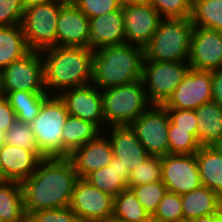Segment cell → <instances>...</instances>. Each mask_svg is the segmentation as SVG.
Listing matches in <instances>:
<instances>
[{
  "label": "cell",
  "mask_w": 222,
  "mask_h": 222,
  "mask_svg": "<svg viewBox=\"0 0 222 222\" xmlns=\"http://www.w3.org/2000/svg\"><path fill=\"white\" fill-rule=\"evenodd\" d=\"M181 202L183 217L187 220L218 213L221 210L220 196L203 185L181 195Z\"/></svg>",
  "instance_id": "23"
},
{
  "label": "cell",
  "mask_w": 222,
  "mask_h": 222,
  "mask_svg": "<svg viewBox=\"0 0 222 222\" xmlns=\"http://www.w3.org/2000/svg\"><path fill=\"white\" fill-rule=\"evenodd\" d=\"M0 220L2 222H27L20 182L0 181Z\"/></svg>",
  "instance_id": "26"
},
{
  "label": "cell",
  "mask_w": 222,
  "mask_h": 222,
  "mask_svg": "<svg viewBox=\"0 0 222 222\" xmlns=\"http://www.w3.org/2000/svg\"><path fill=\"white\" fill-rule=\"evenodd\" d=\"M16 120V114L8 100L0 96V131L6 132Z\"/></svg>",
  "instance_id": "42"
},
{
  "label": "cell",
  "mask_w": 222,
  "mask_h": 222,
  "mask_svg": "<svg viewBox=\"0 0 222 222\" xmlns=\"http://www.w3.org/2000/svg\"><path fill=\"white\" fill-rule=\"evenodd\" d=\"M78 178L69 157L42 158L36 170L21 183L26 216L69 207Z\"/></svg>",
  "instance_id": "1"
},
{
  "label": "cell",
  "mask_w": 222,
  "mask_h": 222,
  "mask_svg": "<svg viewBox=\"0 0 222 222\" xmlns=\"http://www.w3.org/2000/svg\"><path fill=\"white\" fill-rule=\"evenodd\" d=\"M30 51L20 24L0 26V69L3 70Z\"/></svg>",
  "instance_id": "27"
},
{
  "label": "cell",
  "mask_w": 222,
  "mask_h": 222,
  "mask_svg": "<svg viewBox=\"0 0 222 222\" xmlns=\"http://www.w3.org/2000/svg\"><path fill=\"white\" fill-rule=\"evenodd\" d=\"M84 222H107L106 220H89Z\"/></svg>",
  "instance_id": "54"
},
{
  "label": "cell",
  "mask_w": 222,
  "mask_h": 222,
  "mask_svg": "<svg viewBox=\"0 0 222 222\" xmlns=\"http://www.w3.org/2000/svg\"><path fill=\"white\" fill-rule=\"evenodd\" d=\"M5 143L23 149L34 150L41 158L46 156L39 150L36 136L29 123L16 120L5 132Z\"/></svg>",
  "instance_id": "32"
},
{
  "label": "cell",
  "mask_w": 222,
  "mask_h": 222,
  "mask_svg": "<svg viewBox=\"0 0 222 222\" xmlns=\"http://www.w3.org/2000/svg\"><path fill=\"white\" fill-rule=\"evenodd\" d=\"M196 159L202 185L222 196V156L211 146H201Z\"/></svg>",
  "instance_id": "28"
},
{
  "label": "cell",
  "mask_w": 222,
  "mask_h": 222,
  "mask_svg": "<svg viewBox=\"0 0 222 222\" xmlns=\"http://www.w3.org/2000/svg\"><path fill=\"white\" fill-rule=\"evenodd\" d=\"M211 147L222 156V139L214 142Z\"/></svg>",
  "instance_id": "47"
},
{
  "label": "cell",
  "mask_w": 222,
  "mask_h": 222,
  "mask_svg": "<svg viewBox=\"0 0 222 222\" xmlns=\"http://www.w3.org/2000/svg\"><path fill=\"white\" fill-rule=\"evenodd\" d=\"M197 140L201 146H211L222 139V106L214 101L202 104L195 110Z\"/></svg>",
  "instance_id": "22"
},
{
  "label": "cell",
  "mask_w": 222,
  "mask_h": 222,
  "mask_svg": "<svg viewBox=\"0 0 222 222\" xmlns=\"http://www.w3.org/2000/svg\"><path fill=\"white\" fill-rule=\"evenodd\" d=\"M128 222H143L150 214L143 208L131 188L122 190L113 199V214Z\"/></svg>",
  "instance_id": "31"
},
{
  "label": "cell",
  "mask_w": 222,
  "mask_h": 222,
  "mask_svg": "<svg viewBox=\"0 0 222 222\" xmlns=\"http://www.w3.org/2000/svg\"><path fill=\"white\" fill-rule=\"evenodd\" d=\"M126 43L145 47L163 19L150 4L121 7Z\"/></svg>",
  "instance_id": "16"
},
{
  "label": "cell",
  "mask_w": 222,
  "mask_h": 222,
  "mask_svg": "<svg viewBox=\"0 0 222 222\" xmlns=\"http://www.w3.org/2000/svg\"><path fill=\"white\" fill-rule=\"evenodd\" d=\"M40 52L44 88L49 95H54L55 90L58 95L60 91L91 84L94 54L91 48L53 46Z\"/></svg>",
  "instance_id": "2"
},
{
  "label": "cell",
  "mask_w": 222,
  "mask_h": 222,
  "mask_svg": "<svg viewBox=\"0 0 222 222\" xmlns=\"http://www.w3.org/2000/svg\"><path fill=\"white\" fill-rule=\"evenodd\" d=\"M107 222H128V221H125L124 219H121L119 217H116L114 215L112 216H109L107 219H106Z\"/></svg>",
  "instance_id": "49"
},
{
  "label": "cell",
  "mask_w": 222,
  "mask_h": 222,
  "mask_svg": "<svg viewBox=\"0 0 222 222\" xmlns=\"http://www.w3.org/2000/svg\"><path fill=\"white\" fill-rule=\"evenodd\" d=\"M56 46L90 48L89 18L76 6L63 5L60 8Z\"/></svg>",
  "instance_id": "17"
},
{
  "label": "cell",
  "mask_w": 222,
  "mask_h": 222,
  "mask_svg": "<svg viewBox=\"0 0 222 222\" xmlns=\"http://www.w3.org/2000/svg\"><path fill=\"white\" fill-rule=\"evenodd\" d=\"M190 20L194 26L222 31V0H192Z\"/></svg>",
  "instance_id": "30"
},
{
  "label": "cell",
  "mask_w": 222,
  "mask_h": 222,
  "mask_svg": "<svg viewBox=\"0 0 222 222\" xmlns=\"http://www.w3.org/2000/svg\"><path fill=\"white\" fill-rule=\"evenodd\" d=\"M63 5L52 1L24 10L21 27L31 50L41 51L56 46V27Z\"/></svg>",
  "instance_id": "8"
},
{
  "label": "cell",
  "mask_w": 222,
  "mask_h": 222,
  "mask_svg": "<svg viewBox=\"0 0 222 222\" xmlns=\"http://www.w3.org/2000/svg\"><path fill=\"white\" fill-rule=\"evenodd\" d=\"M149 4L162 18H190L191 16L192 0H149Z\"/></svg>",
  "instance_id": "37"
},
{
  "label": "cell",
  "mask_w": 222,
  "mask_h": 222,
  "mask_svg": "<svg viewBox=\"0 0 222 222\" xmlns=\"http://www.w3.org/2000/svg\"><path fill=\"white\" fill-rule=\"evenodd\" d=\"M3 91L6 96L12 91L47 93L44 88L43 59L40 51L31 50L3 70Z\"/></svg>",
  "instance_id": "10"
},
{
  "label": "cell",
  "mask_w": 222,
  "mask_h": 222,
  "mask_svg": "<svg viewBox=\"0 0 222 222\" xmlns=\"http://www.w3.org/2000/svg\"><path fill=\"white\" fill-rule=\"evenodd\" d=\"M102 132L95 124L69 115L62 132V157H68L77 148L95 139Z\"/></svg>",
  "instance_id": "25"
},
{
  "label": "cell",
  "mask_w": 222,
  "mask_h": 222,
  "mask_svg": "<svg viewBox=\"0 0 222 222\" xmlns=\"http://www.w3.org/2000/svg\"><path fill=\"white\" fill-rule=\"evenodd\" d=\"M105 127L130 125L152 105L142 80L101 90Z\"/></svg>",
  "instance_id": "5"
},
{
  "label": "cell",
  "mask_w": 222,
  "mask_h": 222,
  "mask_svg": "<svg viewBox=\"0 0 222 222\" xmlns=\"http://www.w3.org/2000/svg\"><path fill=\"white\" fill-rule=\"evenodd\" d=\"M169 115L163 105H151L130 124L136 137L151 156L169 154Z\"/></svg>",
  "instance_id": "9"
},
{
  "label": "cell",
  "mask_w": 222,
  "mask_h": 222,
  "mask_svg": "<svg viewBox=\"0 0 222 222\" xmlns=\"http://www.w3.org/2000/svg\"><path fill=\"white\" fill-rule=\"evenodd\" d=\"M170 123L169 129L190 130L197 139V116L195 110L166 109Z\"/></svg>",
  "instance_id": "38"
},
{
  "label": "cell",
  "mask_w": 222,
  "mask_h": 222,
  "mask_svg": "<svg viewBox=\"0 0 222 222\" xmlns=\"http://www.w3.org/2000/svg\"><path fill=\"white\" fill-rule=\"evenodd\" d=\"M190 222H222V209L218 213L194 218Z\"/></svg>",
  "instance_id": "44"
},
{
  "label": "cell",
  "mask_w": 222,
  "mask_h": 222,
  "mask_svg": "<svg viewBox=\"0 0 222 222\" xmlns=\"http://www.w3.org/2000/svg\"><path fill=\"white\" fill-rule=\"evenodd\" d=\"M153 216L162 222H173L183 219L181 195L167 191L159 202Z\"/></svg>",
  "instance_id": "36"
},
{
  "label": "cell",
  "mask_w": 222,
  "mask_h": 222,
  "mask_svg": "<svg viewBox=\"0 0 222 222\" xmlns=\"http://www.w3.org/2000/svg\"><path fill=\"white\" fill-rule=\"evenodd\" d=\"M211 83L212 71L189 69L163 106L166 109L196 110L212 101Z\"/></svg>",
  "instance_id": "12"
},
{
  "label": "cell",
  "mask_w": 222,
  "mask_h": 222,
  "mask_svg": "<svg viewBox=\"0 0 222 222\" xmlns=\"http://www.w3.org/2000/svg\"><path fill=\"white\" fill-rule=\"evenodd\" d=\"M48 93H34L23 90L9 92L5 98L14 110L17 120L31 123L41 110Z\"/></svg>",
  "instance_id": "29"
},
{
  "label": "cell",
  "mask_w": 222,
  "mask_h": 222,
  "mask_svg": "<svg viewBox=\"0 0 222 222\" xmlns=\"http://www.w3.org/2000/svg\"><path fill=\"white\" fill-rule=\"evenodd\" d=\"M173 222H190V220H187V219L183 218V219L176 220V221H173Z\"/></svg>",
  "instance_id": "53"
},
{
  "label": "cell",
  "mask_w": 222,
  "mask_h": 222,
  "mask_svg": "<svg viewBox=\"0 0 222 222\" xmlns=\"http://www.w3.org/2000/svg\"><path fill=\"white\" fill-rule=\"evenodd\" d=\"M105 135L107 134H99L68 156L79 178H84L89 173L108 166L112 161V147Z\"/></svg>",
  "instance_id": "20"
},
{
  "label": "cell",
  "mask_w": 222,
  "mask_h": 222,
  "mask_svg": "<svg viewBox=\"0 0 222 222\" xmlns=\"http://www.w3.org/2000/svg\"><path fill=\"white\" fill-rule=\"evenodd\" d=\"M2 91H3V74H2V69H0V96H2Z\"/></svg>",
  "instance_id": "52"
},
{
  "label": "cell",
  "mask_w": 222,
  "mask_h": 222,
  "mask_svg": "<svg viewBox=\"0 0 222 222\" xmlns=\"http://www.w3.org/2000/svg\"><path fill=\"white\" fill-rule=\"evenodd\" d=\"M212 101L222 106V69L212 71Z\"/></svg>",
  "instance_id": "43"
},
{
  "label": "cell",
  "mask_w": 222,
  "mask_h": 222,
  "mask_svg": "<svg viewBox=\"0 0 222 222\" xmlns=\"http://www.w3.org/2000/svg\"><path fill=\"white\" fill-rule=\"evenodd\" d=\"M187 63L193 70L222 69V31L194 26Z\"/></svg>",
  "instance_id": "14"
},
{
  "label": "cell",
  "mask_w": 222,
  "mask_h": 222,
  "mask_svg": "<svg viewBox=\"0 0 222 222\" xmlns=\"http://www.w3.org/2000/svg\"><path fill=\"white\" fill-rule=\"evenodd\" d=\"M76 7L90 19L118 10L121 6L118 0H79Z\"/></svg>",
  "instance_id": "41"
},
{
  "label": "cell",
  "mask_w": 222,
  "mask_h": 222,
  "mask_svg": "<svg viewBox=\"0 0 222 222\" xmlns=\"http://www.w3.org/2000/svg\"><path fill=\"white\" fill-rule=\"evenodd\" d=\"M27 222H80L76 213L70 207L40 210L31 213Z\"/></svg>",
  "instance_id": "39"
},
{
  "label": "cell",
  "mask_w": 222,
  "mask_h": 222,
  "mask_svg": "<svg viewBox=\"0 0 222 222\" xmlns=\"http://www.w3.org/2000/svg\"><path fill=\"white\" fill-rule=\"evenodd\" d=\"M24 8L40 5V4H45L52 2L54 0H21Z\"/></svg>",
  "instance_id": "46"
},
{
  "label": "cell",
  "mask_w": 222,
  "mask_h": 222,
  "mask_svg": "<svg viewBox=\"0 0 222 222\" xmlns=\"http://www.w3.org/2000/svg\"><path fill=\"white\" fill-rule=\"evenodd\" d=\"M68 116L64 101L55 93L44 99L39 115L30 123L46 157H62V132Z\"/></svg>",
  "instance_id": "6"
},
{
  "label": "cell",
  "mask_w": 222,
  "mask_h": 222,
  "mask_svg": "<svg viewBox=\"0 0 222 222\" xmlns=\"http://www.w3.org/2000/svg\"><path fill=\"white\" fill-rule=\"evenodd\" d=\"M58 95L64 101L69 115L91 122L101 131L105 130L102 93L94 84L69 88Z\"/></svg>",
  "instance_id": "15"
},
{
  "label": "cell",
  "mask_w": 222,
  "mask_h": 222,
  "mask_svg": "<svg viewBox=\"0 0 222 222\" xmlns=\"http://www.w3.org/2000/svg\"><path fill=\"white\" fill-rule=\"evenodd\" d=\"M54 1L61 5H71V6H76V4L79 2V0H54Z\"/></svg>",
  "instance_id": "48"
},
{
  "label": "cell",
  "mask_w": 222,
  "mask_h": 222,
  "mask_svg": "<svg viewBox=\"0 0 222 222\" xmlns=\"http://www.w3.org/2000/svg\"><path fill=\"white\" fill-rule=\"evenodd\" d=\"M189 69L187 62L144 60L141 80L149 102L164 105Z\"/></svg>",
  "instance_id": "7"
},
{
  "label": "cell",
  "mask_w": 222,
  "mask_h": 222,
  "mask_svg": "<svg viewBox=\"0 0 222 222\" xmlns=\"http://www.w3.org/2000/svg\"><path fill=\"white\" fill-rule=\"evenodd\" d=\"M109 128V129H108ZM110 134L113 156L129 173L139 167L150 155L136 137L130 125H113L105 128Z\"/></svg>",
  "instance_id": "18"
},
{
  "label": "cell",
  "mask_w": 222,
  "mask_h": 222,
  "mask_svg": "<svg viewBox=\"0 0 222 222\" xmlns=\"http://www.w3.org/2000/svg\"><path fill=\"white\" fill-rule=\"evenodd\" d=\"M84 179L92 186L115 197L127 188L129 171L123 168L117 157L113 156L108 166L89 173Z\"/></svg>",
  "instance_id": "24"
},
{
  "label": "cell",
  "mask_w": 222,
  "mask_h": 222,
  "mask_svg": "<svg viewBox=\"0 0 222 222\" xmlns=\"http://www.w3.org/2000/svg\"><path fill=\"white\" fill-rule=\"evenodd\" d=\"M193 28L190 18H163L144 47V60L187 62Z\"/></svg>",
  "instance_id": "4"
},
{
  "label": "cell",
  "mask_w": 222,
  "mask_h": 222,
  "mask_svg": "<svg viewBox=\"0 0 222 222\" xmlns=\"http://www.w3.org/2000/svg\"><path fill=\"white\" fill-rule=\"evenodd\" d=\"M143 222H162L160 219L155 218L153 215H149Z\"/></svg>",
  "instance_id": "50"
},
{
  "label": "cell",
  "mask_w": 222,
  "mask_h": 222,
  "mask_svg": "<svg viewBox=\"0 0 222 222\" xmlns=\"http://www.w3.org/2000/svg\"><path fill=\"white\" fill-rule=\"evenodd\" d=\"M161 181L169 192L180 195L202 186L196 154L162 156Z\"/></svg>",
  "instance_id": "11"
},
{
  "label": "cell",
  "mask_w": 222,
  "mask_h": 222,
  "mask_svg": "<svg viewBox=\"0 0 222 222\" xmlns=\"http://www.w3.org/2000/svg\"><path fill=\"white\" fill-rule=\"evenodd\" d=\"M118 1L121 7L149 4V0H118Z\"/></svg>",
  "instance_id": "45"
},
{
  "label": "cell",
  "mask_w": 222,
  "mask_h": 222,
  "mask_svg": "<svg viewBox=\"0 0 222 222\" xmlns=\"http://www.w3.org/2000/svg\"><path fill=\"white\" fill-rule=\"evenodd\" d=\"M169 154H196L201 145L190 130L169 129Z\"/></svg>",
  "instance_id": "35"
},
{
  "label": "cell",
  "mask_w": 222,
  "mask_h": 222,
  "mask_svg": "<svg viewBox=\"0 0 222 222\" xmlns=\"http://www.w3.org/2000/svg\"><path fill=\"white\" fill-rule=\"evenodd\" d=\"M24 10L21 0H0V26L21 24Z\"/></svg>",
  "instance_id": "40"
},
{
  "label": "cell",
  "mask_w": 222,
  "mask_h": 222,
  "mask_svg": "<svg viewBox=\"0 0 222 222\" xmlns=\"http://www.w3.org/2000/svg\"><path fill=\"white\" fill-rule=\"evenodd\" d=\"M42 158L32 149L4 144L0 147V181L22 183L37 168Z\"/></svg>",
  "instance_id": "19"
},
{
  "label": "cell",
  "mask_w": 222,
  "mask_h": 222,
  "mask_svg": "<svg viewBox=\"0 0 222 222\" xmlns=\"http://www.w3.org/2000/svg\"><path fill=\"white\" fill-rule=\"evenodd\" d=\"M144 48L128 43L94 50L92 84L100 90L142 79Z\"/></svg>",
  "instance_id": "3"
},
{
  "label": "cell",
  "mask_w": 222,
  "mask_h": 222,
  "mask_svg": "<svg viewBox=\"0 0 222 222\" xmlns=\"http://www.w3.org/2000/svg\"><path fill=\"white\" fill-rule=\"evenodd\" d=\"M90 48L94 51L105 46L126 43L123 15L118 10L89 19Z\"/></svg>",
  "instance_id": "21"
},
{
  "label": "cell",
  "mask_w": 222,
  "mask_h": 222,
  "mask_svg": "<svg viewBox=\"0 0 222 222\" xmlns=\"http://www.w3.org/2000/svg\"><path fill=\"white\" fill-rule=\"evenodd\" d=\"M135 193L138 201L141 203L143 208L150 214L153 215L157 210L159 202L166 194L167 187L160 181L147 183L143 185H137L131 187Z\"/></svg>",
  "instance_id": "33"
},
{
  "label": "cell",
  "mask_w": 222,
  "mask_h": 222,
  "mask_svg": "<svg viewBox=\"0 0 222 222\" xmlns=\"http://www.w3.org/2000/svg\"><path fill=\"white\" fill-rule=\"evenodd\" d=\"M113 199V196L92 186L84 178H78L69 207L80 222L106 220L113 214Z\"/></svg>",
  "instance_id": "13"
},
{
  "label": "cell",
  "mask_w": 222,
  "mask_h": 222,
  "mask_svg": "<svg viewBox=\"0 0 222 222\" xmlns=\"http://www.w3.org/2000/svg\"><path fill=\"white\" fill-rule=\"evenodd\" d=\"M161 180V157L149 156L139 167L129 173L127 188Z\"/></svg>",
  "instance_id": "34"
},
{
  "label": "cell",
  "mask_w": 222,
  "mask_h": 222,
  "mask_svg": "<svg viewBox=\"0 0 222 222\" xmlns=\"http://www.w3.org/2000/svg\"><path fill=\"white\" fill-rule=\"evenodd\" d=\"M6 134L3 131H0V147L5 144Z\"/></svg>",
  "instance_id": "51"
}]
</instances>
